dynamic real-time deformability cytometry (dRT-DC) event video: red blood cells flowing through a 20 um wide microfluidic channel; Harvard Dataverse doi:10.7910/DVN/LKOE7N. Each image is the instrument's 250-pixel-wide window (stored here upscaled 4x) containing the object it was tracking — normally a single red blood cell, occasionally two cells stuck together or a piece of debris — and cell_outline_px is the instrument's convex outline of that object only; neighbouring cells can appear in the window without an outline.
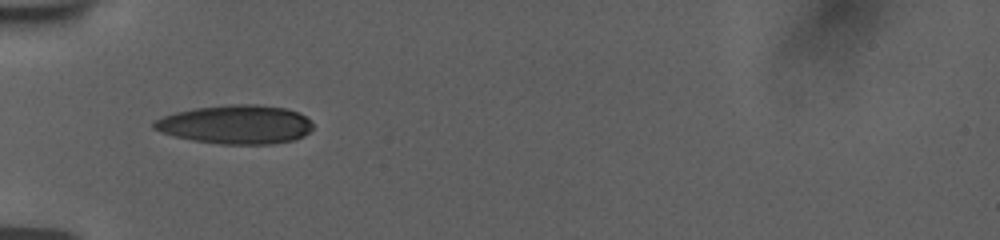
{"species": "human", "species_latin": "Homo sapiens", "temperature_condition": "room temperature", "stored_images_in_passage": 35, "camera_frame_rate_fps": 3000, "um_per_image_px": 0.085, "donor": {"sex": "female"}, "frame": {"image": 1, "passage_image": 1, "time_ms": 0.0, "image_size_px": [1000, 240], "cell_outline_px": [[312, 128], [304, 136], [292, 140], [272, 144], [220, 144], [192, 140], [160, 132], [152, 128], [152, 120], [176, 112], [196, 108], [232, 104], [256, 104], [284, 108], [300, 112], [312, 120]], "centroid_in_image_um": [20.05, 10.58], "position_along_channel_um": 65.0, "area_um2": 36.07}}
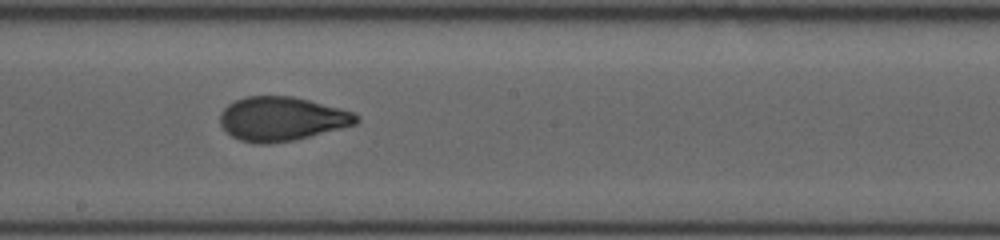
{"frame": {"image": 2, "passage_image": 14, "time_ms": 4.333, "image_size_px": [1000, 240], "cell_outline_px": [[360, 120], [356, 124], [296, 140], [268, 144], [256, 144], [240, 140], [232, 136], [220, 124], [220, 112], [228, 104], [244, 96], [292, 96], [356, 112], [360, 116]], "centroid_in_image_um": [23.96, 10.1], "position_along_channel_um": 224.2, "area_um2": 35.14}}
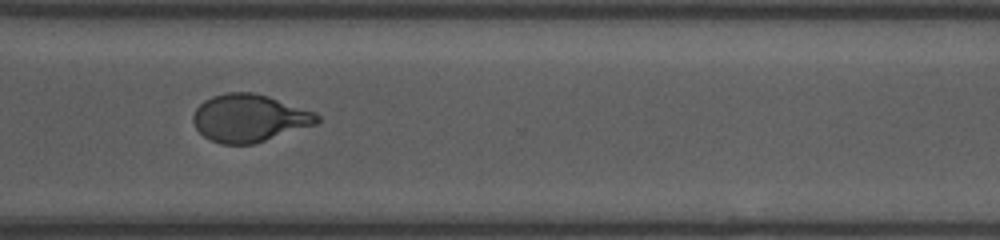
{"frame": {"image": 3, "passage_image": 24, "time_ms": 7.667, "image_size_px": [1000, 240], "cell_outline_px": [[320, 120], [316, 124], [252, 144], [220, 144], [204, 136], [196, 128], [192, 120], [192, 116], [196, 108], [204, 100], [212, 96], [224, 92], [256, 92], [316, 112], [320, 116]], "centroid_in_image_um": [21.18, 10.02], "position_along_channel_um": 349.4, "area_um2": 34.33}, "authors_computed_cell_mechanics": {"area_um2": 34.68, "velocity_mm_per_s": 3.7822, "shape_relaxation_time_tau1_ms": 5.1066, "shape_relaxation_time_tau2_ms": 0.9425, "deformation_change_tau1": 0.1938, "deformation_change_tau2": 0.0681}}